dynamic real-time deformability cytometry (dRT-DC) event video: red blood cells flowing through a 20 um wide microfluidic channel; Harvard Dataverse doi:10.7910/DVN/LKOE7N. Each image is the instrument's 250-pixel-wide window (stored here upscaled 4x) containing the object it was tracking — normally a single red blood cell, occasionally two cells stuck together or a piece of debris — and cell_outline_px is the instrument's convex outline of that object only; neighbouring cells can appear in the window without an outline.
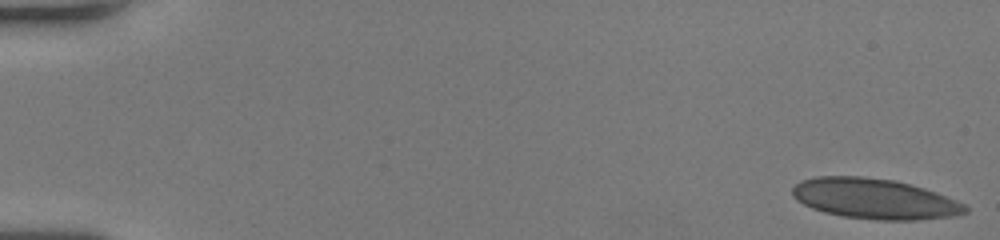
{"species": "human", "species_latin": "Homo sapiens", "temperature_condition": "room temperature", "stored_images_in_passage": 51, "camera_frame_rate_fps": 3000, "um_per_image_px": 0.085, "donor": {"sex": "female"}, "frame": {"image": 1, "passage_image": 1, "time_ms": 0.0, "image_size_px": [1000, 240], "cell_outline_px": [[968, 212], [956, 216], [916, 220], [876, 220], [844, 216], [824, 212], [812, 208], [796, 200], [792, 196], [792, 188], [800, 180], [816, 176], [860, 176], [896, 180], [924, 188], [936, 192], [956, 200], [964, 204], [968, 208]], "centroid_in_image_um": [74.34, 16.89], "position_along_channel_um": 10.7, "area_um2": 40.86}}
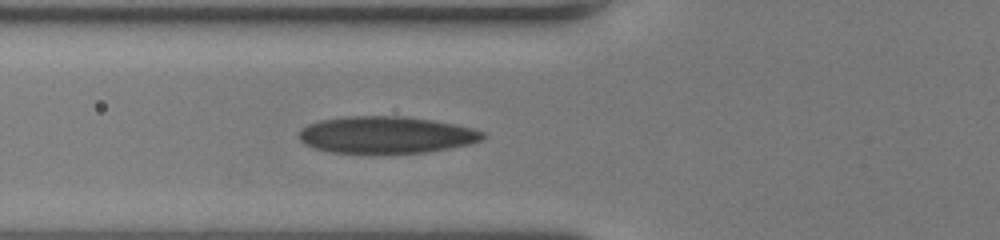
{"frame": {"image": 2, "passage_image": 20, "time_ms": 6.333, "image_size_px": [1000, 240], "cell_outline_px": [[488, 136], [484, 140], [468, 144], [428, 152], [332, 152], [312, 148], [304, 144], [300, 140], [300, 128], [308, 124], [320, 120], [344, 116], [404, 116], [432, 120], [456, 124], [472, 128], [484, 132]], "centroid_in_image_um": [32.84, 11.44], "position_along_channel_um": 93.0, "area_um2": 39.48}}
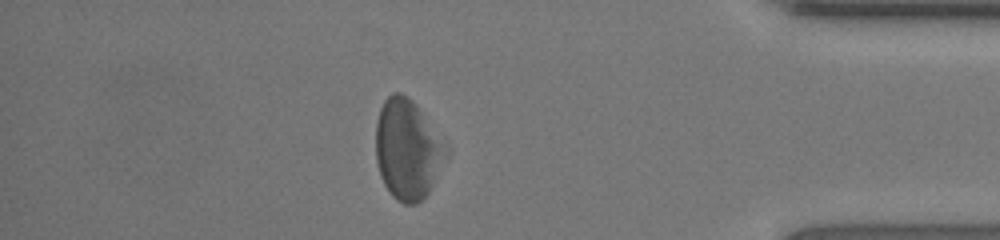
{"frame": {"image": 3, "passage_image": 45, "time_ms": 14.667, "image_size_px": [1000, 240], "cell_outline_px": [[448, 156], [428, 192], [416, 204], [404, 204], [396, 200], [392, 196], [384, 184], [380, 176], [376, 160], [376, 120], [380, 108], [384, 100], [392, 92], [400, 92], [408, 96], [416, 104], [448, 144]], "centroid_in_image_um": [34.65, 12.68], "position_along_channel_um": 400.6, "area_um2": 41.38}, "authors_computed_cell_mechanics": {"area_um2": 39.8242, "velocity_mm_per_s": 4.0678, "shape_relaxation_time_tau1_ms": 5.3833, "shape_relaxation_time_tau2_ms": 1.8043, "deformation_change_tau1": 0.1664, "deformation_change_tau2": 0.0905}}